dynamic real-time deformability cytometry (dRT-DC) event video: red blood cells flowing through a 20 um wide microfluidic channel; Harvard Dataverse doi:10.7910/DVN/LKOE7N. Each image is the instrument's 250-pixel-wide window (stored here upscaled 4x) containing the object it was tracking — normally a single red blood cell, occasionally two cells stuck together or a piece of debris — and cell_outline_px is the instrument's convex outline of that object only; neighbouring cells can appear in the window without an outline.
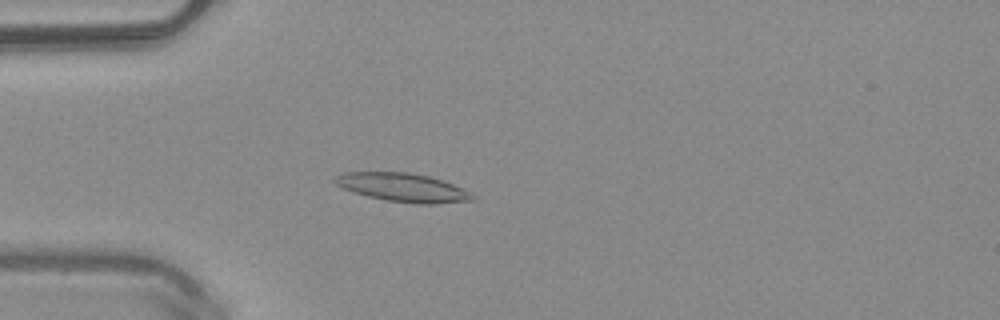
{"species": "common noctule bat (a hibernating species)", "species_latin": "Nyctalus noctula", "temperature_condition": "warm", "stored_images_in_passage": 45, "camera_frame_rate_fps": 3000, "um_per_image_px": 0.085, "animal": {"sex": "male", "body_mass_g": 20.4}, "frame": {"image": 1, "passage_image": 9, "time_ms": 2.667, "image_size_px": [1000, 320], "cell_outline_px": [[476, 200], [436, 204], [416, 204], [388, 200], [368, 196], [344, 188], [336, 184], [332, 180], [336, 176], [344, 172], [408, 172], [428, 176], [444, 180], [476, 196]], "centroid_in_image_um": [34.27, 15.93], "position_along_channel_um": 50.7, "area_um2": 22.72}}
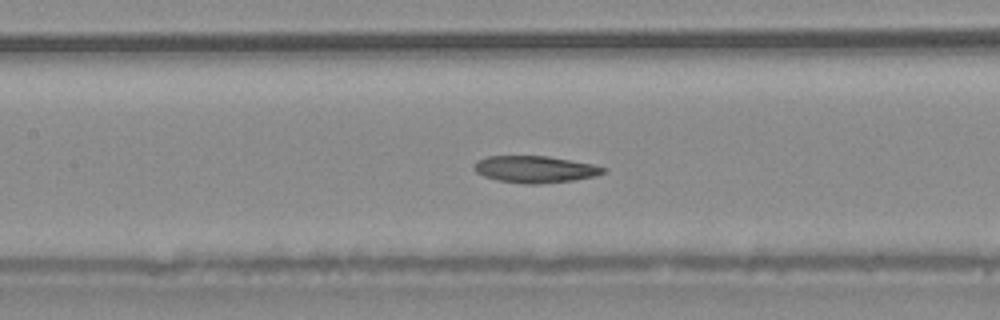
{"frame": {"image": 2, "passage_image": 18, "time_ms": 5.667, "image_size_px": [1000, 320], "cell_outline_px": [[608, 168], [604, 172], [596, 176], [572, 180], [540, 184], [524, 184], [496, 180], [484, 176], [476, 172], [472, 168], [476, 160], [488, 156], [548, 156], [592, 164]], "centroid_in_image_um": [45.45, 14.39], "position_along_channel_um": 162.0, "area_um2": 20.29}}
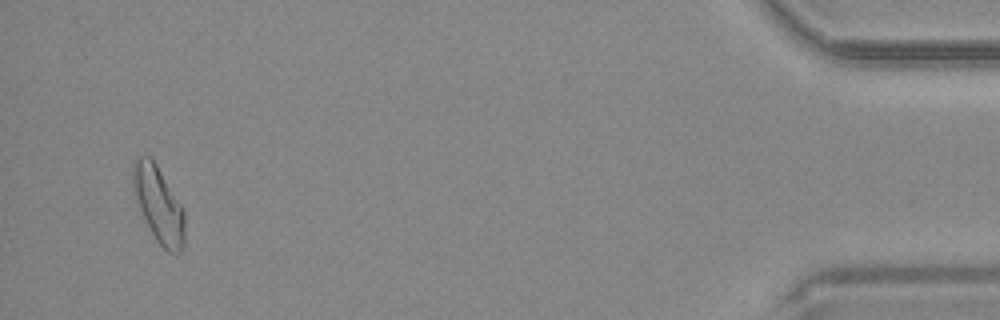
{"frame": {"image": 3, "passage_image": 43, "time_ms": 14.0, "image_size_px": [1000, 320], "cell_outline_px": [[184, 248], [176, 256], [168, 252], [156, 240], [140, 208], [132, 184], [132, 164], [136, 156], [148, 156], [156, 164], [184, 208]], "centroid_in_image_um": [13.51, 17.39], "position_along_channel_um": 421.7, "area_um2": 22.77}, "authors_computed_cell_mechanics": {"area_um2": 20.6924, "velocity_mm_per_s": 4.063, "shape_relaxation_time_tau1_ms": 5.7974, "shape_relaxation_time_tau2_ms": null, "deformation_change_tau1": 0.1648, "deformation_change_tau2": null}}